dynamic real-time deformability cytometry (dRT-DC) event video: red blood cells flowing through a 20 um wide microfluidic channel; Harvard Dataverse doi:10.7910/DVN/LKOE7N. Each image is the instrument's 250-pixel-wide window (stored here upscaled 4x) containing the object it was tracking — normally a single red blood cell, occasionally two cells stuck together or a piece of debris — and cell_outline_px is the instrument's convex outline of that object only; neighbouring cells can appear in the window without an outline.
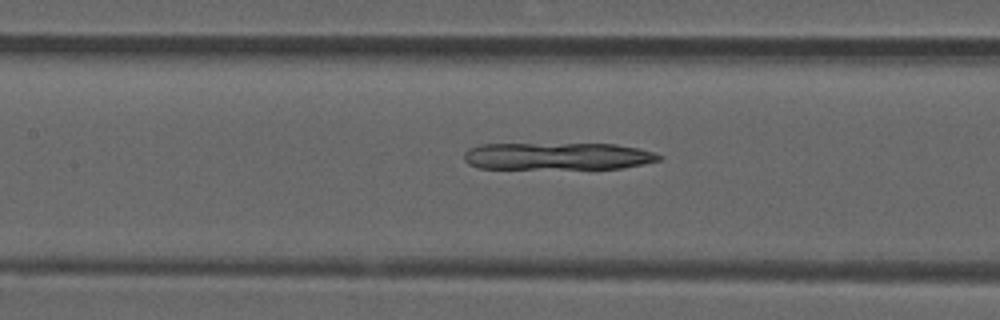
{"species": "common noctule bat (a hibernating species)", "species_latin": "Nyctalus noctula", "temperature_condition": "room temperature", "stored_images_in_passage": 9, "camera_frame_rate_fps": 3000, "um_per_image_px": 0.085, "animal": {"sex": "male", "forearm_length_mm": 52.5}, "frame": {"image": 1, "passage_image": 8, "time_ms": 2.333, "image_size_px": [1000, 320], "cell_outline_px": [[664, 156], [660, 160], [644, 164], [624, 168], [480, 168], [468, 164], [464, 160], [464, 152], [468, 148], [480, 144], [616, 144], [640, 148], [656, 152]], "centroid_in_image_um": [47.44, 13.27], "position_along_channel_um": 160.0, "area_um2": 31.1}}
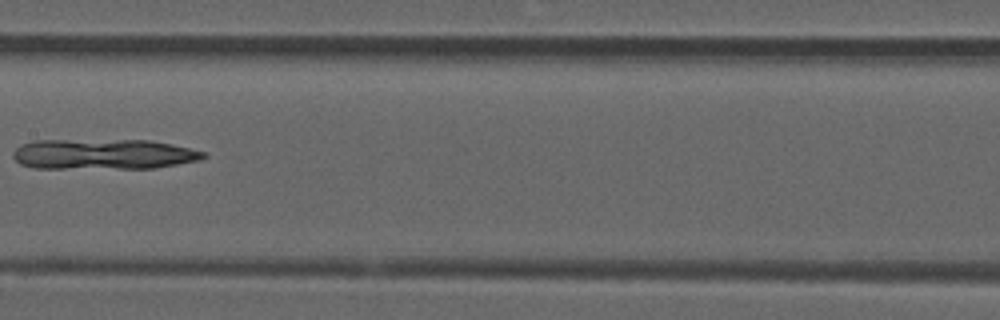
{"frame": {"image": 2, "passage_image": 9, "time_ms": 2.667, "image_size_px": [1000, 320], "cell_outline_px": [[208, 156], [200, 160], [152, 168], [32, 168], [20, 164], [12, 156], [12, 152], [20, 144], [36, 140], [148, 140], [172, 144], [208, 152]], "centroid_in_image_um": [8.78, 13.1], "position_along_channel_um": 198.6, "area_um2": 33.93}}